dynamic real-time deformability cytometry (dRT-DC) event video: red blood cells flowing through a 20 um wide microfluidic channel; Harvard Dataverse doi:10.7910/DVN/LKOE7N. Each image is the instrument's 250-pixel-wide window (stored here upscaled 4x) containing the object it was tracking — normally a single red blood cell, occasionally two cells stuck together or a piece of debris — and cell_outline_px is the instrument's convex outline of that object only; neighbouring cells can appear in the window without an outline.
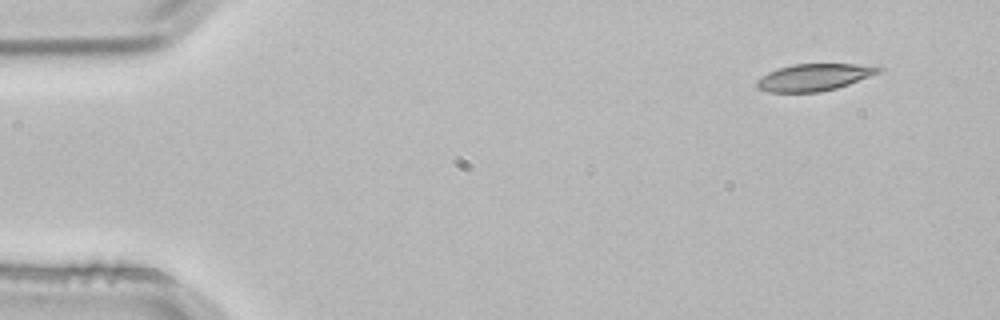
{"species": "common noctule bat (a hibernating species)", "species_latin": "Nyctalus noctula", "temperature_condition": "room temperature", "stored_images_in_passage": 3, "camera_frame_rate_fps": 3000, "um_per_image_px": 0.085, "animal": {"sex": "male", "body_mass_g": 21.5, "forearm_length_mm": 52.0}, "frame": {"image": 1, "passage_image": 1, "time_ms": 0.0, "image_size_px": [1000, 320], "cell_outline_px": [[884, 68], [880, 72], [848, 84], [836, 88], [820, 92], [768, 92], [756, 88], [756, 80], [768, 72], [776, 68], [792, 64], [856, 64]], "centroid_in_image_um": [69.13, 6.57], "position_along_channel_um": 15.9, "area_um2": 19.07}}
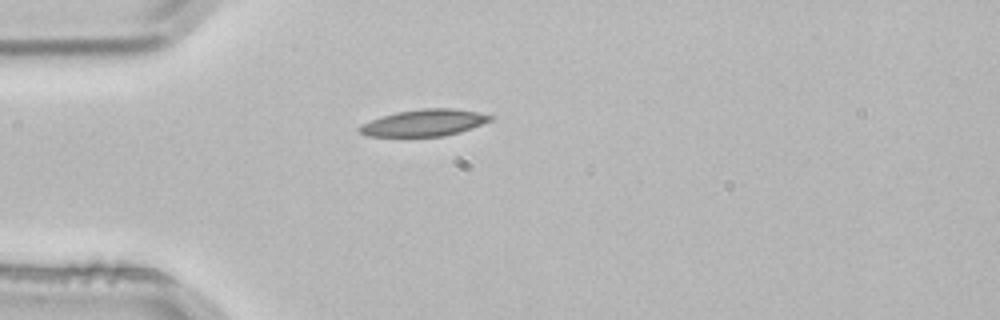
{"frame": {"image": 2, "passage_image": 3, "time_ms": 0.667, "image_size_px": [1000, 320], "cell_outline_px": [[492, 120], [472, 128], [460, 132], [444, 136], [364, 136], [356, 128], [360, 124], [396, 112], [420, 108], [452, 108], [476, 112], [492, 116]], "centroid_in_image_um": [36.02, 10.44], "position_along_channel_um": 49.0, "area_um2": 20.29}}